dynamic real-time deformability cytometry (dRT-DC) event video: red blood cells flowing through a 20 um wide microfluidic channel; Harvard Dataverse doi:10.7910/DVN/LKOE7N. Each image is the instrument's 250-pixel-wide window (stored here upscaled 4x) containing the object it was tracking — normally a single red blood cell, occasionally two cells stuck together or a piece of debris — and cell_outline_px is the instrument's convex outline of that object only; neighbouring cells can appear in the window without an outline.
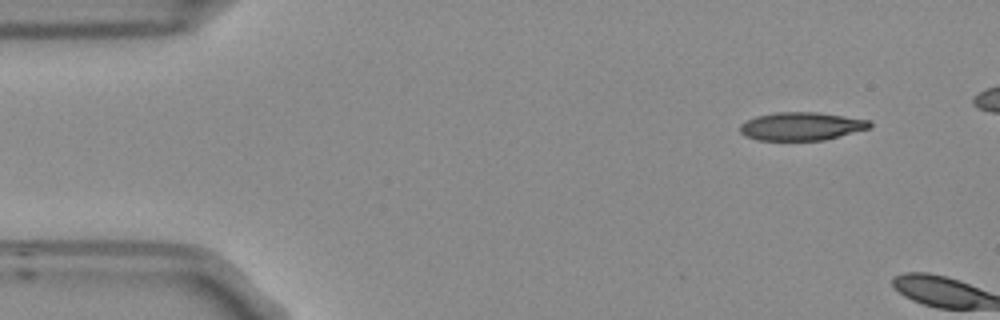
{"species": "Egyptian fruit bat (a non-hibernating species)", "species_latin": "Rousettus aegyptiacus", "temperature_condition": "room temperature", "stored_images_in_passage": 4, "segment_of_instrument_passage": [2, 2], "camera_frame_rate_fps": 3000, "um_per_image_px": 0.085, "frame": {"image": 1, "passage_image": 4, "time_ms": 1.0, "image_size_px": [1000, 320], "cell_outline_px": [[872, 128], [824, 140], [756, 140], [744, 136], [740, 132], [740, 124], [756, 116], [776, 112], [816, 112], [872, 120]], "centroid_in_image_um": [68.15, 10.73], "position_along_channel_um": 16.9, "area_um2": 21.44}}